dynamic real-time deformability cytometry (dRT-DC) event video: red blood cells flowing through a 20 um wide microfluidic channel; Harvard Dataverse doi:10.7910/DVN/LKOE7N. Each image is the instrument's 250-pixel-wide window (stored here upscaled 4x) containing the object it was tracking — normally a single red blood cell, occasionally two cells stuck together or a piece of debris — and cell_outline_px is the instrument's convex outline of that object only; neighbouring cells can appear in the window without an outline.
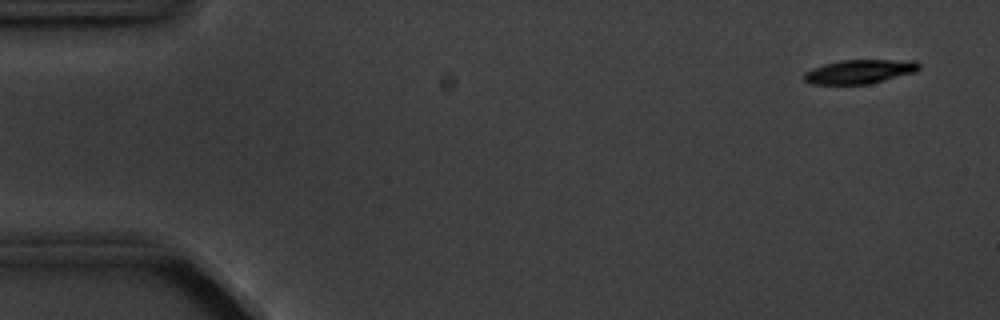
{"species": "common noctule bat (a hibernating species)", "species_latin": "Nyctalus noctula", "temperature_condition": "cold", "stored_images_in_passage": 6, "segment_of_instrument_passage": [2, 2], "camera_frame_rate_fps": 3000, "um_per_image_px": 0.085, "animal": {"sex": "male", "body_mass_g": 20.1, "forearm_length_mm": 53.5}, "frame": {"image": 1, "passage_image": 6, "time_ms": 6.0, "image_size_px": [1000, 320], "cell_outline_px": [[920, 68], [916, 72], [868, 84], [808, 84], [804, 80], [804, 72], [812, 68], [824, 64], [840, 60], [916, 60], [920, 64]], "centroid_in_image_um": [73.06, 6.08], "position_along_channel_um": 11.9, "area_um2": 16.18}}